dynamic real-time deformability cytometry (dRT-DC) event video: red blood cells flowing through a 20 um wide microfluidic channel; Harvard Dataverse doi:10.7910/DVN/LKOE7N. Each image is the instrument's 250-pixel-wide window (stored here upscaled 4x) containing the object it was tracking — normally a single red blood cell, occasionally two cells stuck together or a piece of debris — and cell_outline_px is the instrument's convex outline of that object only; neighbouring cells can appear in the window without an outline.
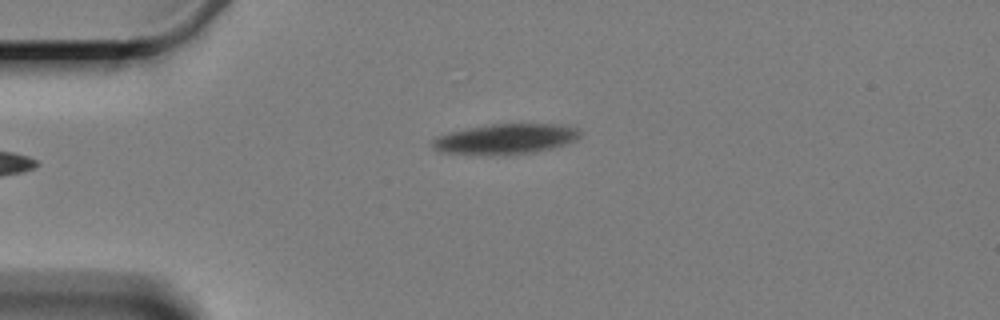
{"species": "Egyptian fruit bat (a non-hibernating species)", "species_latin": "Rousettus aegyptiacus", "temperature_condition": "cold", "stored_images_in_passage": 2, "camera_frame_rate_fps": 3000, "um_per_image_px": 0.085, "animal": {"sex": "female"}, "frame": {"image": 1, "passage_image": 2, "time_ms": 1.0, "image_size_px": [1000, 320], "cell_outline_px": [[580, 136], [576, 140], [552, 148], [532, 152], [444, 152], [432, 148], [432, 140], [436, 136], [468, 128], [492, 124], [556, 124], [576, 128], [580, 132]], "centroid_in_image_um": [43.02, 11.76], "position_along_channel_um": 42.0, "area_um2": 24.62}}